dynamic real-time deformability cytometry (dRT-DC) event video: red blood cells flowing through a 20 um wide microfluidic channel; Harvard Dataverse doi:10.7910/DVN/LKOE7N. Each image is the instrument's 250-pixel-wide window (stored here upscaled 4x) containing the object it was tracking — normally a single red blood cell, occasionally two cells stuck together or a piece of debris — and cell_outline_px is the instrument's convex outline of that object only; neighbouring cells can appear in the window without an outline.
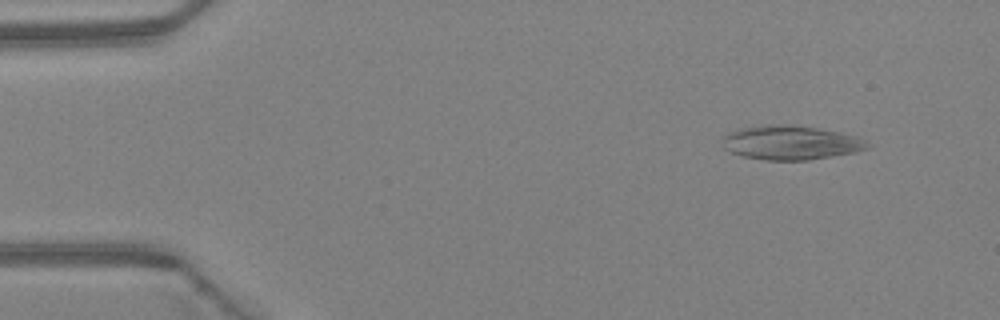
{"species": "Egyptian fruit bat (a non-hibernating species)", "species_latin": "Rousettus aegyptiacus", "temperature_condition": "warm", "stored_images_in_passage": 46, "camera_frame_rate_fps": 3000, "um_per_image_px": 0.085, "animal": {"sex": "female"}, "frame": {"image": 1, "passage_image": 4, "time_ms": 1.0, "image_size_px": [1000, 320], "cell_outline_px": [[872, 148], [852, 152], [808, 160], [764, 160], [744, 156], [732, 152], [724, 148], [720, 144], [720, 140], [724, 136], [732, 132], [744, 128], [768, 124], [780, 124], [816, 128], [856, 136], [864, 140]], "centroid_in_image_um": [67.18, 12.13], "position_along_channel_um": 17.8, "area_um2": 28.38}}
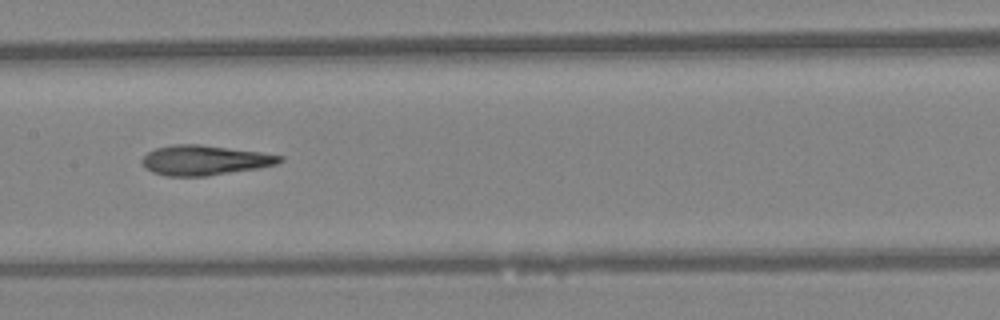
{"frame": {"image": 2, "passage_image": 23, "time_ms": 7.333, "image_size_px": [1000, 320], "cell_outline_px": [[284, 160], [276, 164], [256, 168], [208, 176], [164, 176], [152, 172], [144, 168], [140, 160], [148, 152], [156, 148], [172, 144], [200, 144], [260, 152], [284, 156]], "centroid_in_image_um": [17.35, 13.62], "position_along_channel_um": 190.1, "area_um2": 24.04}}
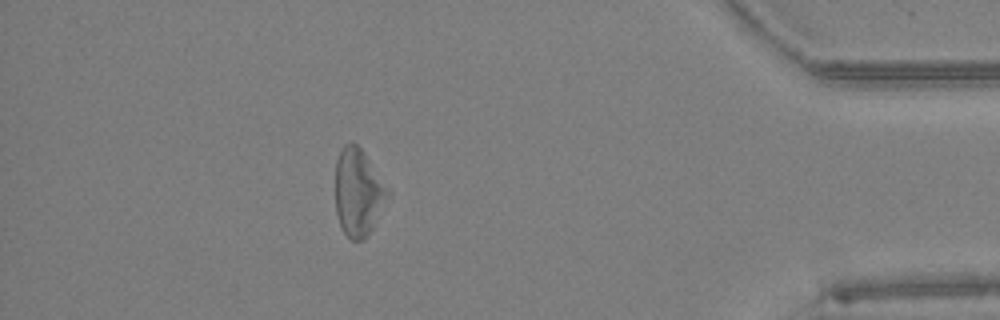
{"frame": {"image": 3, "passage_image": 41, "time_ms": 13.333, "image_size_px": [1000, 320], "cell_outline_px": [[392, 192], [368, 236], [364, 240], [352, 240], [344, 232], [340, 224], [336, 212], [336, 160], [344, 144], [356, 144], [364, 152]], "centroid_in_image_um": [30.48, 16.37], "position_along_channel_um": 404.7, "area_um2": 26.7}, "authors_computed_cell_mechanics": {"area_um2": 26.6747, "velocity_mm_per_s": 4.3313, "shape_relaxation_time_tau1_ms": null, "shape_relaxation_time_tau2_ms": 4.7768, "deformation_change_tau1": null, "deformation_change_tau2": 0.1833}}